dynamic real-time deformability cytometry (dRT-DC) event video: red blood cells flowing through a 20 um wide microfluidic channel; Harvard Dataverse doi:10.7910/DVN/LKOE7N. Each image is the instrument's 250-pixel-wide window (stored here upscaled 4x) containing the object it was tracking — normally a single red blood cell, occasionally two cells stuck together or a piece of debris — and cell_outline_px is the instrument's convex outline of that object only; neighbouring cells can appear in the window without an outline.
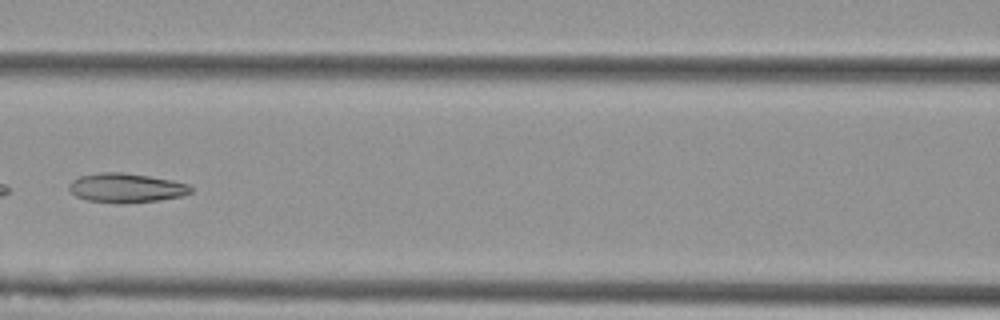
{"species": "Egyptian fruit bat (a non-hibernating species)", "species_latin": "Rousettus aegyptiacus", "temperature_condition": "cold", "stored_images_in_passage": 10, "camera_frame_rate_fps": 3000, "um_per_image_px": 0.085, "animal": {"sex": "female"}, "frame": {"image": 1, "passage_image": 7, "time_ms": 2.0, "image_size_px": [1000, 320], "cell_outline_px": [[192, 192], [184, 196], [160, 200], [124, 204], [116, 204], [88, 200], [76, 196], [68, 188], [68, 184], [72, 180], [80, 176], [100, 172], [124, 172], [172, 180], [188, 184], [192, 188]], "centroid_in_image_um": [10.73, 15.98], "position_along_channel_um": 155.9, "area_um2": 21.04}}
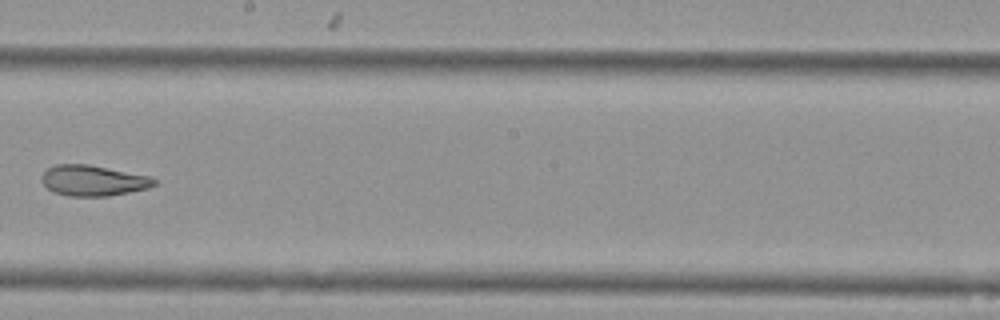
{"frame": {"image": 2, "passage_image": 9, "time_ms": 2.667, "image_size_px": [1000, 320], "cell_outline_px": [[156, 184], [148, 188], [108, 196], [68, 196], [52, 192], [40, 180], [40, 176], [48, 168], [56, 164], [88, 164], [148, 176], [156, 180]], "centroid_in_image_um": [7.87, 15.35], "position_along_channel_um": 240.3, "area_um2": 20.0}}
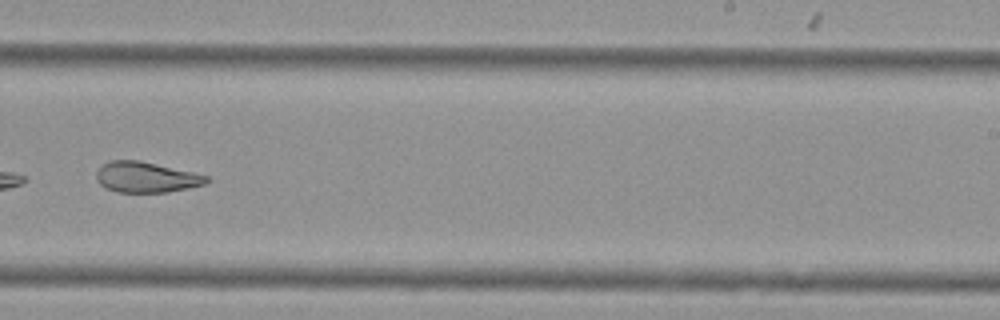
{"frame": {"image": 3, "passage_image": 10, "time_ms": 3.0, "image_size_px": [1000, 320], "cell_outline_px": [[208, 180], [204, 184], [188, 188], [168, 192], [116, 192], [104, 188], [96, 180], [96, 172], [104, 164], [112, 160], [140, 160], [192, 172], [208, 176]], "centroid_in_image_um": [12.38, 15.07], "position_along_channel_um": 276.6, "area_um2": 19.54}}